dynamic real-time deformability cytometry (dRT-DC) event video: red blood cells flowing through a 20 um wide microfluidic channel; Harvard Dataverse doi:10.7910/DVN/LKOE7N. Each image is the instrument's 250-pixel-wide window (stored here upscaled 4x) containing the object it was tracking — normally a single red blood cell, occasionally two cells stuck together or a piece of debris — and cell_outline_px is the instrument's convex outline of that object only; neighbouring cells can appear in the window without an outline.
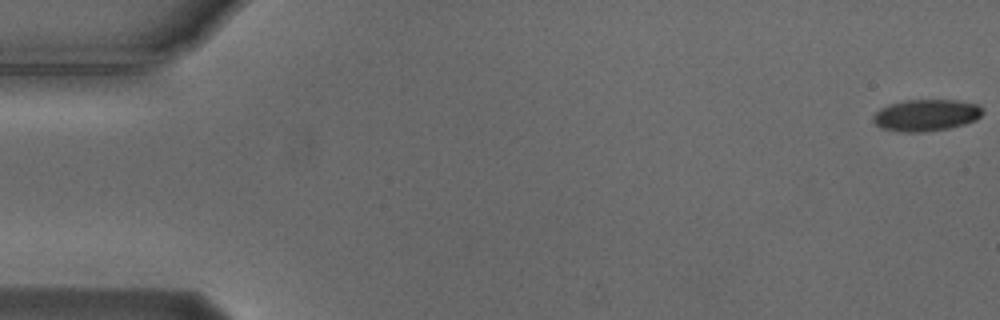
{"species": "Egyptian fruit bat (a non-hibernating species)", "species_latin": "Rousettus aegyptiacus", "temperature_condition": "cold", "stored_images_in_passage": 55, "camera_frame_rate_fps": 3000, "um_per_image_px": 0.085, "animal": {"sex": "male"}, "frame": {"image": 1, "passage_image": 1, "time_ms": 0.0, "image_size_px": [1000, 320], "cell_outline_px": [[984, 112], [976, 120], [964, 124], [948, 128], [924, 132], [900, 132], [880, 128], [872, 120], [872, 116], [880, 108], [888, 104], [904, 100], [956, 100], [980, 104], [984, 108]], "centroid_in_image_um": [78.72, 9.78], "position_along_channel_um": 6.3, "area_um2": 20.52}}
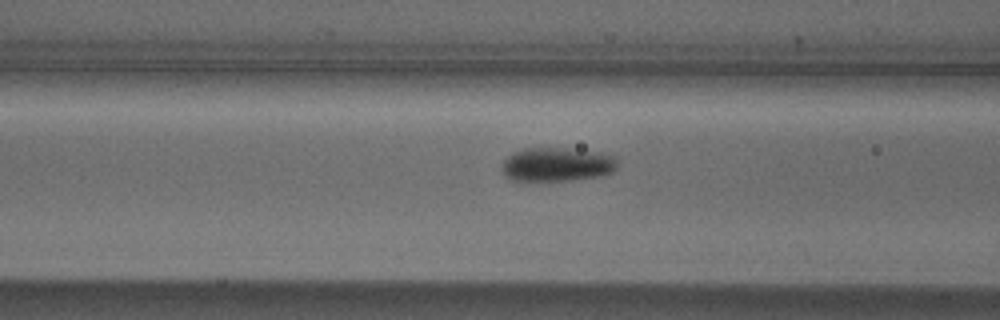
{"frame": {"image": 2, "passage_image": 22, "time_ms": 7.0, "image_size_px": [1000, 320], "cell_outline_px": [[616, 168], [612, 172], [600, 176], [572, 180], [512, 180], [504, 176], [500, 168], [500, 164], [512, 152], [524, 148], [560, 148], [596, 152], [616, 156]], "centroid_in_image_um": [47.29, 13.98], "position_along_channel_um": 119.3, "area_um2": 22.83}}
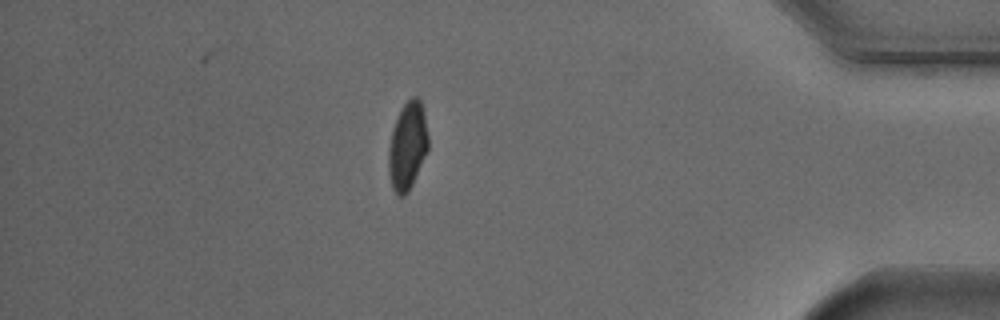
{"frame": {"image": 3, "passage_image": 48, "time_ms": 15.667, "image_size_px": [1000, 320], "cell_outline_px": [[428, 148], [412, 184], [408, 192], [404, 196], [396, 196], [392, 188], [388, 172], [388, 148], [392, 132], [396, 120], [404, 104], [412, 96], [416, 96], [420, 100], [424, 112], [428, 136]], "centroid_in_image_um": [34.62, 12.43], "position_along_channel_um": 400.6, "area_um2": 20.11}, "authors_computed_cell_mechanics": {"area_um2": 21.386, "velocity_mm_per_s": 3.7373, "shape_relaxation_time_tau1_ms": 4.2061, "shape_relaxation_time_tau2_ms": null, "deformation_change_tau1": 0.1153, "deformation_change_tau2": null}}